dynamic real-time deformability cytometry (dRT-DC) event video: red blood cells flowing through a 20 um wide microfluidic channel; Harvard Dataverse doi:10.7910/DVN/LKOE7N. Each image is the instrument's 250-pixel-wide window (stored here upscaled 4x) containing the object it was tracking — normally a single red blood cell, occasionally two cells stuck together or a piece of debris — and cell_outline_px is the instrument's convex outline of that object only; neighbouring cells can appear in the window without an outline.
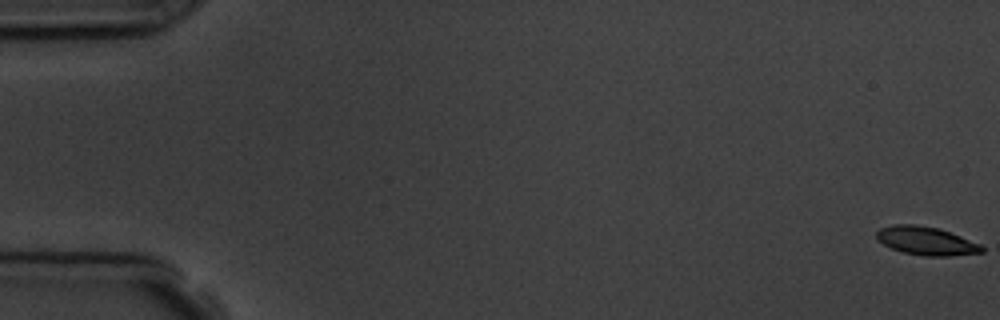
{"species": "common noctule bat (a hibernating species)", "species_latin": "Nyctalus noctula", "temperature_condition": "room temperature", "stored_images_in_passage": 3, "camera_frame_rate_fps": 3000, "um_per_image_px": 0.085, "animal": {"sex": "male", "body_mass_g": 19.5, "forearm_length_mm": 54.6}, "frame": {"image": 1, "passage_image": 1, "time_ms": 0.0, "image_size_px": [1000, 320], "cell_outline_px": [[984, 252], [948, 256], [924, 256], [904, 252], [892, 248], [884, 244], [876, 236], [876, 232], [880, 228], [892, 224], [916, 224], [940, 228], [980, 244], [984, 248]], "centroid_in_image_um": [78.73, 20.46], "position_along_channel_um": 6.3, "area_um2": 17.34}}